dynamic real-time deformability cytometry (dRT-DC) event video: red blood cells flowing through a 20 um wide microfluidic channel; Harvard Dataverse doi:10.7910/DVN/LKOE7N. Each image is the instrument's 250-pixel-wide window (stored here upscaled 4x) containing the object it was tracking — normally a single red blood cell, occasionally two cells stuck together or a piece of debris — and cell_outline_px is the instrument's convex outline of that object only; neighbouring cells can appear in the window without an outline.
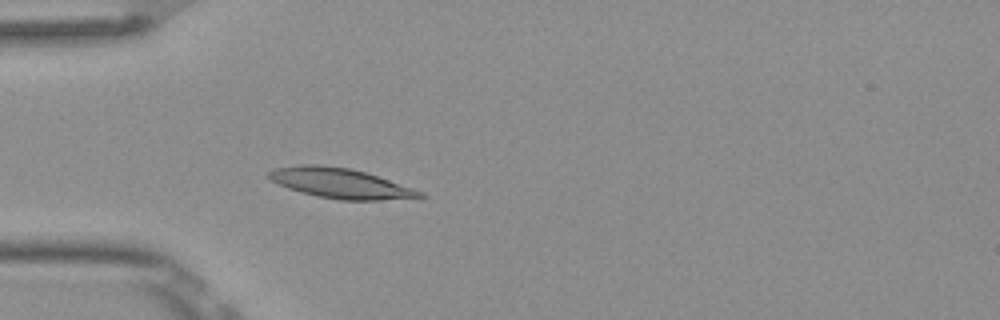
{"species": "Egyptian fruit bat (a non-hibernating species)", "species_latin": "Rousettus aegyptiacus", "temperature_condition": "room temperature", "stored_images_in_passage": 53, "camera_frame_rate_fps": 3000, "um_per_image_px": 0.085, "frame": {"image": 1, "passage_image": 16, "time_ms": 5.0, "image_size_px": [1000, 320], "cell_outline_px": [[428, 196], [380, 200], [340, 200], [300, 192], [288, 188], [264, 176], [268, 172], [276, 168], [300, 164], [320, 164], [348, 168], [364, 172], [424, 192]], "centroid_in_image_um": [28.88, 15.57], "position_along_channel_um": 56.1, "area_um2": 26.07}}
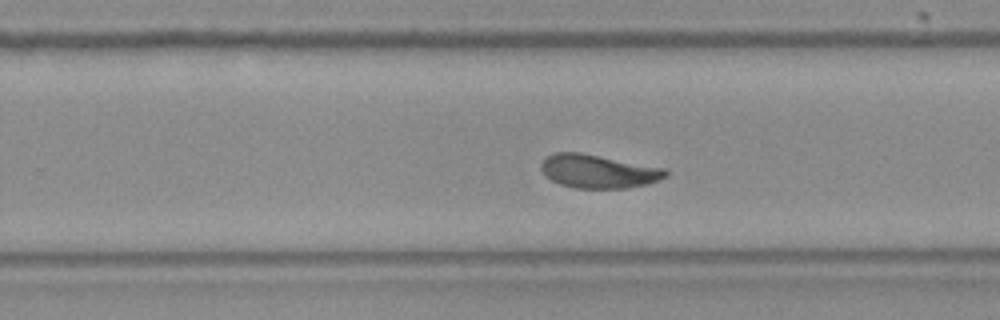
{"frame": {"image": 2, "passage_image": 34, "time_ms": 11.0, "image_size_px": [1000, 320], "cell_outline_px": [[668, 176], [648, 184], [624, 188], [576, 188], [560, 184], [544, 176], [540, 168], [540, 164], [548, 156], [556, 152], [580, 152], [664, 168], [668, 172]], "centroid_in_image_um": [50.84, 14.56], "position_along_channel_um": 279.0, "area_um2": 24.22}}
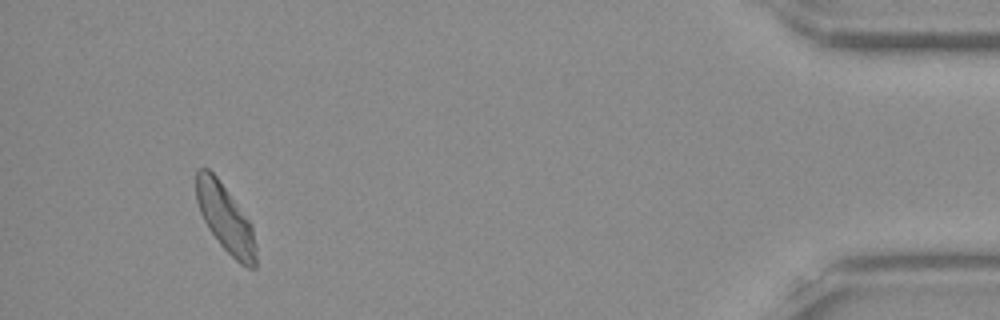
{"frame": {"image": 3, "passage_image": 50, "time_ms": 16.333, "image_size_px": [1000, 320], "cell_outline_px": [[256, 268], [248, 268], [240, 264], [220, 244], [208, 228], [200, 212], [196, 200], [196, 172], [200, 168], [208, 168], [216, 176], [252, 224], [256, 244]], "centroid_in_image_um": [19.17, 18.58], "position_along_channel_um": 416.0, "area_um2": 23.35}, "authors_computed_cell_mechanics": {"area_um2": 24.276, "velocity_mm_per_s": 3.8271, "shape_relaxation_time_tau1_ms": 3.966, "shape_relaxation_time_tau2_ms": 2.9541, "deformation_change_tau1": 0.1414, "deformation_change_tau2": 0.0681}}